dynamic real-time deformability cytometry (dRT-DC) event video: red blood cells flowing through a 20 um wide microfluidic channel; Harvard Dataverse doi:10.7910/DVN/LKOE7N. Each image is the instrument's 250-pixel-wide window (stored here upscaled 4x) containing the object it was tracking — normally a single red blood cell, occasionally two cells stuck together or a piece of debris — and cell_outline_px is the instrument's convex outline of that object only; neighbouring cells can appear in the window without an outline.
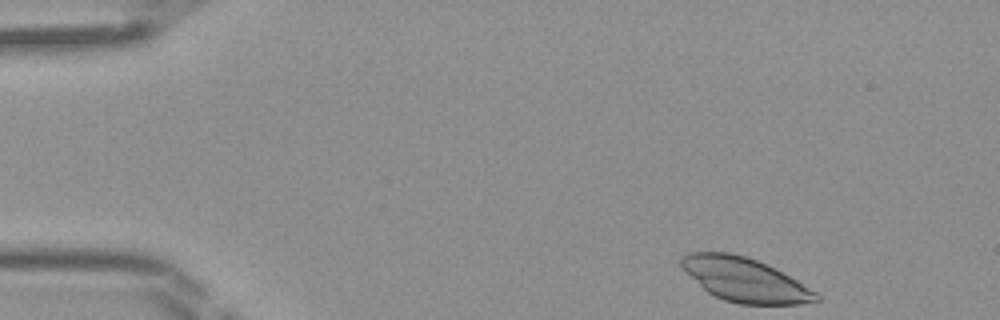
{"species": "Egyptian fruit bat (a non-hibernating species)", "species_latin": "Rousettus aegyptiacus", "temperature_condition": "room temperature", "stored_images_in_passage": 40, "camera_frame_rate_fps": 3000, "um_per_image_px": 0.085, "frame": {"image": 1, "passage_image": 1, "time_ms": 0.0, "image_size_px": [1000, 320], "cell_outline_px": [[820, 300], [800, 304], [740, 304], [724, 300], [708, 292], [680, 268], [680, 260], [688, 252], [728, 252], [744, 256], [756, 260], [796, 280], [816, 292], [820, 296]], "centroid_in_image_um": [63.26, 23.78], "position_along_channel_um": 21.7, "area_um2": 33.99}}